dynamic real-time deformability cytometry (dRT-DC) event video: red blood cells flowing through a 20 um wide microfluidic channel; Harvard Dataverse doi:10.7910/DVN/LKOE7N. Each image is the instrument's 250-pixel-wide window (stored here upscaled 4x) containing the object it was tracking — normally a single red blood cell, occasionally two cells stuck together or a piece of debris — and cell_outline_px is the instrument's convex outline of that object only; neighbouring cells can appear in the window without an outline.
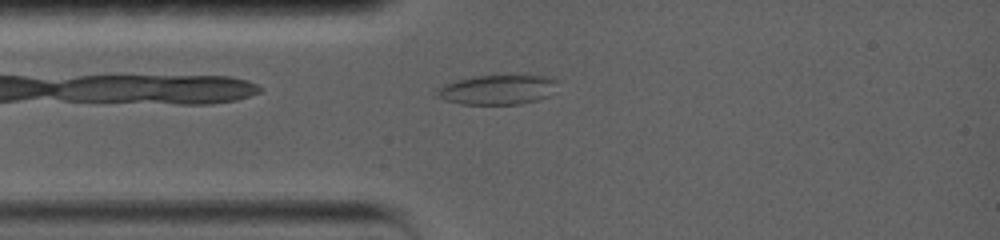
{"species": "common noctule bat (a hibernating species)", "species_latin": "Nyctalus noctula", "temperature_condition": "warm", "stored_images_in_passage": 75, "camera_frame_rate_fps": 5000, "um_per_image_px": 0.085, "animal": {"sex": "female", "body_mass_g": 19.0, "forearm_length_mm": 56.7}, "frame": {"image": 1, "passage_image": 6, "time_ms": 1.0, "image_size_px": [1000, 240], "cell_outline_px": [[556, 80], [548, 96], [536, 100], [520, 104], [460, 104], [444, 100], [436, 96], [436, 92], [444, 84], [456, 80], [476, 76], [552, 76]], "centroid_in_image_um": [42.22, 7.63], "position_along_channel_um": 42.8, "area_um2": 20.46}}
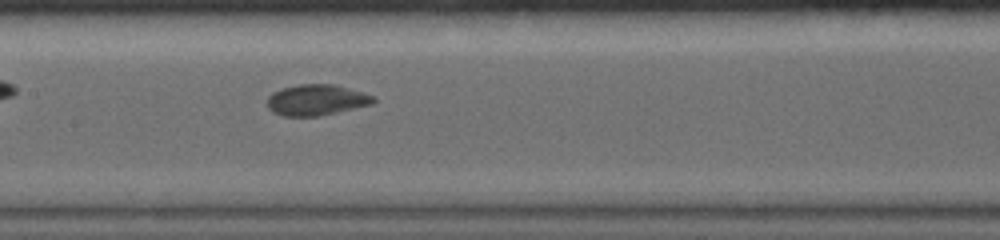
{"frame": {"image": 2, "passage_image": 25, "time_ms": 4.8, "image_size_px": [1000, 240], "cell_outline_px": [[376, 100], [372, 104], [320, 116], [284, 116], [272, 112], [268, 108], [268, 96], [272, 92], [284, 88], [300, 84], [332, 84], [348, 88], [376, 96]], "centroid_in_image_um": [26.9, 8.5], "position_along_channel_um": 180.5, "area_um2": 19.07}}
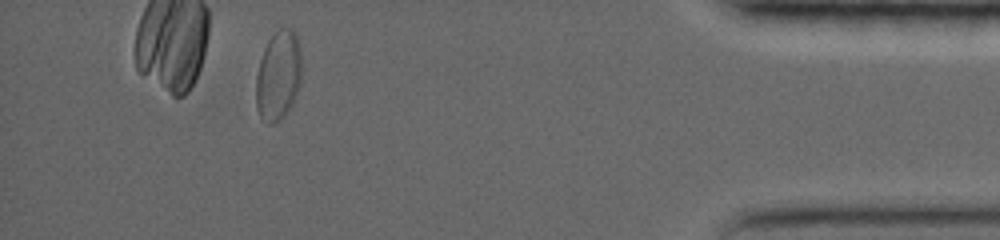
{"frame": {"image": 3, "passage_image": 64, "time_ms": 12.6, "image_size_px": [1000, 240], "cell_outline_px": [[300, 84], [292, 104], [284, 116], [280, 120], [272, 124], [268, 124], [260, 116], [256, 108], [256, 76], [260, 60], [264, 48], [268, 40], [280, 28], [292, 28], [296, 32], [300, 48]], "centroid_in_image_um": [23.65, 6.42], "position_along_channel_um": 411.6, "area_um2": 23.81}, "authors_computed_cell_mechanics": {"area_um2": 20.1144, "velocity_mm_per_s": 3.7081, "shape_relaxation_time_tau1_ms": null, "shape_relaxation_time_tau2_ms": 1.1992, "deformation_change_tau1": null, "deformation_change_tau2": 0.0505}}